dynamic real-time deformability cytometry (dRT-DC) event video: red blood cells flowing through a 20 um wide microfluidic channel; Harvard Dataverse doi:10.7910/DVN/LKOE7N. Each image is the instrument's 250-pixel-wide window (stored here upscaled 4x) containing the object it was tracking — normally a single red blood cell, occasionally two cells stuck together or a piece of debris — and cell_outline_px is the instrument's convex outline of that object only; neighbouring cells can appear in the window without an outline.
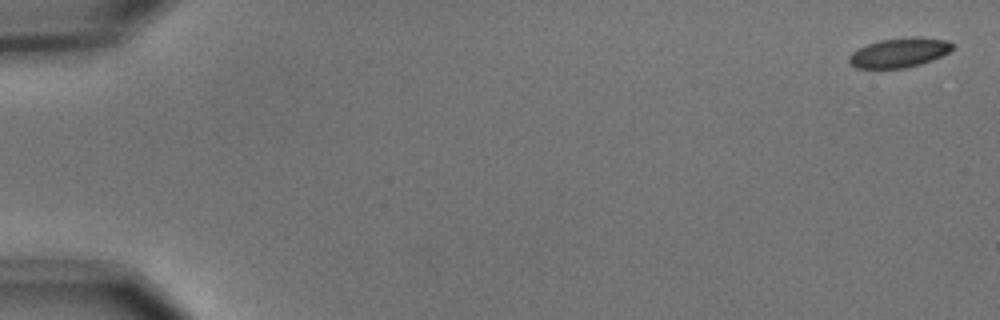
{"species": "common noctule bat (a hibernating species)", "species_latin": "Nyctalus noctula", "temperature_condition": "cold", "stored_images_in_passage": 4, "camera_frame_rate_fps": 3000, "um_per_image_px": 0.085, "animal": {"sex": "male", "body_mass_g": 15.6}, "frame": {"image": 1, "passage_image": 1, "time_ms": 0.0, "image_size_px": [1000, 320], "cell_outline_px": [[952, 48], [948, 52], [932, 60], [920, 64], [904, 68], [856, 68], [848, 60], [848, 56], [852, 52], [868, 44], [880, 40], [912, 36], [916, 36], [948, 40], [952, 44]], "centroid_in_image_um": [76.43, 4.46], "position_along_channel_um": 8.6, "area_um2": 17.63}}